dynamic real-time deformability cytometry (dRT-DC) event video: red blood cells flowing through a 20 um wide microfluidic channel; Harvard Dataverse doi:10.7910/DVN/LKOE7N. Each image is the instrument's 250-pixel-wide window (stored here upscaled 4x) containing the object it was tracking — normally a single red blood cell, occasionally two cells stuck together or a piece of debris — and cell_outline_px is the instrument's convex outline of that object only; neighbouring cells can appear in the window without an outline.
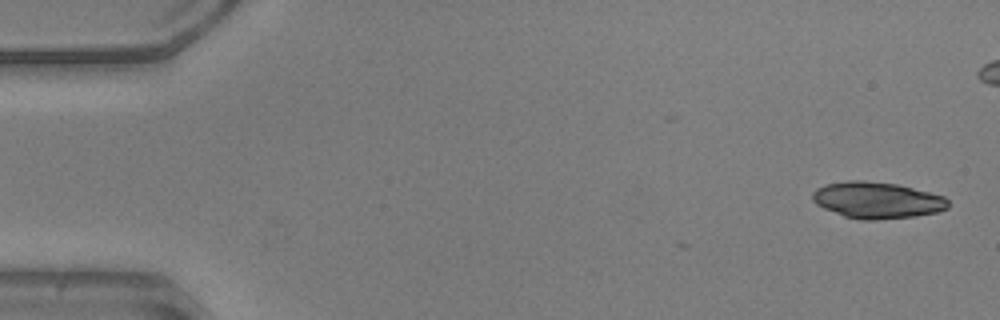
{"species": "common noctule bat (a hibernating species)", "species_latin": "Nyctalus noctula", "temperature_condition": "warm", "stored_images_in_passage": 5, "camera_frame_rate_fps": 3000, "um_per_image_px": 0.085, "animal": {"sex": "male", "body_mass_g": 20.5, "forearm_length_mm": 52.5}, "frame": {"image": 1, "passage_image": 1, "time_ms": 0.0, "image_size_px": [1000, 320], "cell_outline_px": [[948, 208], [936, 212], [916, 216], [876, 220], [864, 220], [844, 216], [824, 208], [816, 204], [812, 200], [812, 192], [816, 188], [824, 184], [848, 180], [864, 180], [896, 184], [944, 196], [948, 200]], "centroid_in_image_um": [74.51, 17.01], "position_along_channel_um": 10.5, "area_um2": 28.78}}